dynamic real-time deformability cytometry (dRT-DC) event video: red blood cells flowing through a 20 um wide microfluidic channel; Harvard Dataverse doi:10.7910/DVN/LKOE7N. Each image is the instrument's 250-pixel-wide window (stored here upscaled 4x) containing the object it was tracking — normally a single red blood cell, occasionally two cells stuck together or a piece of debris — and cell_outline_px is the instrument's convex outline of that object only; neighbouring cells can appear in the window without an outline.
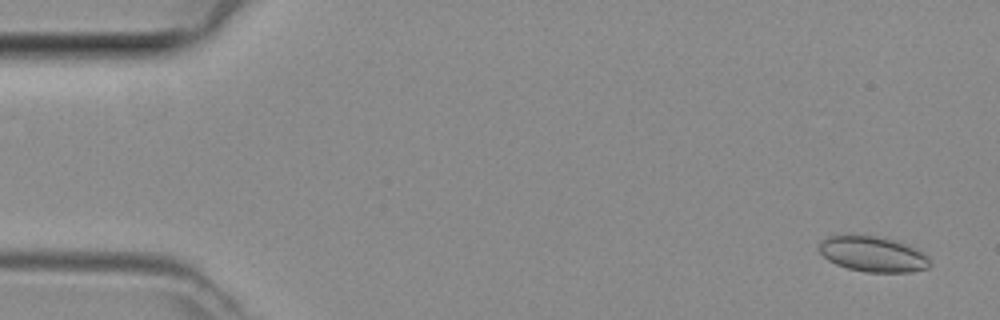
{"species": "common noctule bat (a hibernating species)", "species_latin": "Nyctalus noctula", "temperature_condition": "room temperature", "stored_images_in_passage": 48, "segment_of_instrument_passage": [1, 2], "camera_frame_rate_fps": 3000, "um_per_image_px": 0.085, "animal": {"sex": "female", "body_mass_g": 29.2, "forearm_length_mm": 56.3}, "frame": {"image": 1, "passage_image": 2, "time_ms": 0.333, "image_size_px": [1000, 320], "cell_outline_px": [[932, 264], [928, 268], [912, 272], [864, 272], [848, 268], [836, 264], [828, 260], [820, 252], [820, 240], [828, 236], [844, 232], [852, 232], [880, 236], [896, 240], [916, 248], [924, 252], [928, 256]], "centroid_in_image_um": [74.18, 21.55], "position_along_channel_um": 10.8, "area_um2": 23.81}}
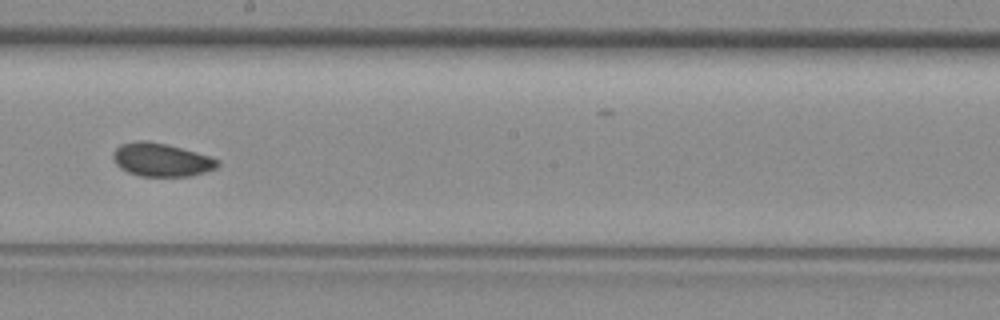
{"frame": {"image": 2, "passage_image": 26, "time_ms": 8.333, "image_size_px": [1000, 320], "cell_outline_px": [[220, 164], [216, 168], [192, 176], [140, 176], [128, 172], [120, 168], [116, 164], [112, 156], [112, 152], [120, 144], [136, 140], [148, 140], [168, 144], [196, 152], [220, 160]], "centroid_in_image_um": [13.69, 13.57], "position_along_channel_um": 234.5, "area_um2": 20.46}}
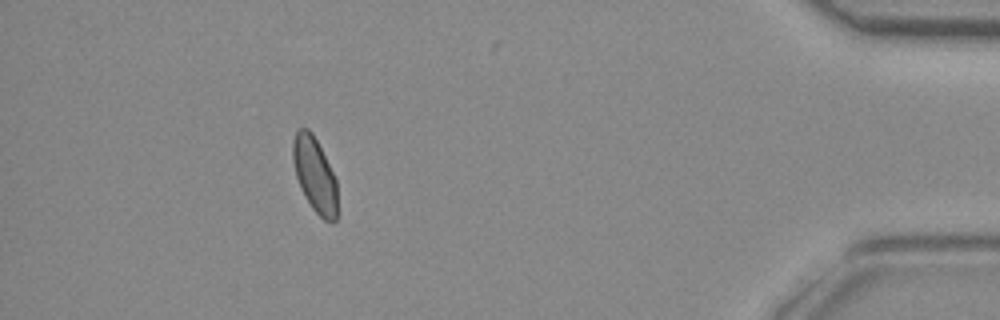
{"frame": {"image": 3, "passage_image": 42, "time_ms": 13.667, "image_size_px": [1000, 320], "cell_outline_px": [[336, 220], [332, 224], [324, 220], [312, 208], [300, 188], [296, 176], [292, 160], [292, 140], [296, 132], [300, 128], [308, 128], [312, 132], [336, 180]], "centroid_in_image_um": [26.72, 14.86], "position_along_channel_um": 408.5, "area_um2": 19.19}}